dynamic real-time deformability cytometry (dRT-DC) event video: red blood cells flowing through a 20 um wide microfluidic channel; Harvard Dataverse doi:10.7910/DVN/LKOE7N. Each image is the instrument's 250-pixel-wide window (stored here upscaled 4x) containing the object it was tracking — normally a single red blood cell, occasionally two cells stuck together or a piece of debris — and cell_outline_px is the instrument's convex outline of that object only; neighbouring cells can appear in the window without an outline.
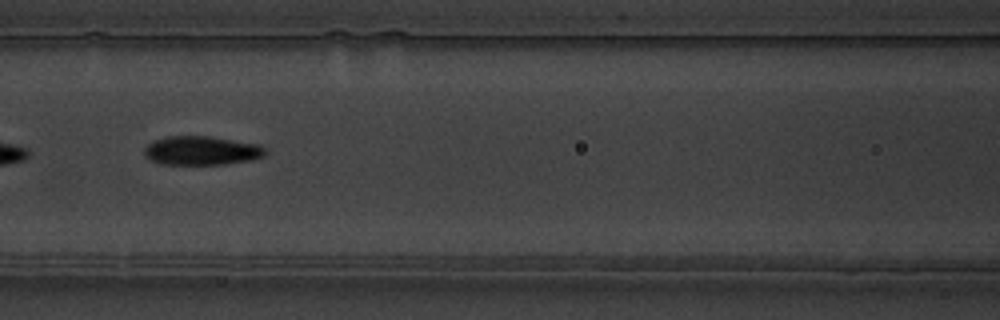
{"species": "common noctule bat (a hibernating species)", "species_latin": "Nyctalus noctula", "temperature_condition": "warm", "stored_images_in_passage": 13, "camera_frame_rate_fps": 3000, "um_per_image_px": 0.085, "animal": {"sex": "male", "body_mass_g": 19.5, "forearm_length_mm": 54.6}, "frame": {"image": 1, "passage_image": 6, "time_ms": 6.333, "image_size_px": [1000, 320], "cell_outline_px": [[268, 152], [264, 156], [252, 160], [224, 164], [160, 164], [144, 156], [144, 148], [152, 140], [168, 136], [208, 136], [260, 144]], "centroid_in_image_um": [17.13, 12.8], "position_along_channel_um": 149.5, "area_um2": 20.52}, "authors_computed_cell_mechanics": {"area_um2": 20.519, "velocity_mm_per_s": 3.7752, "shape_relaxation_time_tau1_ms": 2.9402, "shape_relaxation_time_tau2_ms": 1.8435, "deformation_change_tau1": 0.1365, "deformation_change_tau2": 0.0683}}